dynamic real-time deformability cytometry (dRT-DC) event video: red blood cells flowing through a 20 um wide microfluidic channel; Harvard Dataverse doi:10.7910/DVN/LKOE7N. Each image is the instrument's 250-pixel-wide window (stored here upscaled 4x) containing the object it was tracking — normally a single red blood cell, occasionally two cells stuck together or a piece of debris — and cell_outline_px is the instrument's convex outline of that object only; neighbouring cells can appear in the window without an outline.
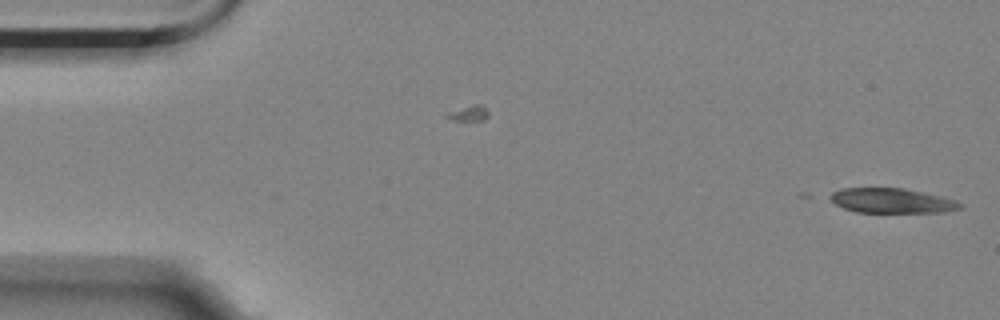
{"species": "Egyptian fruit bat (a non-hibernating species)", "species_latin": "Rousettus aegyptiacus", "temperature_condition": "room temperature", "stored_images_in_passage": 3, "camera_frame_rate_fps": 3000, "um_per_image_px": 0.085, "animal": {"sex": "female"}, "frame": {"image": 1, "passage_image": 3, "time_ms": 0.667, "image_size_px": [1000, 320], "cell_outline_px": [[960, 208], [944, 212], [856, 212], [844, 208], [836, 204], [824, 196], [840, 188], [904, 188], [940, 196], [956, 200], [960, 204]], "centroid_in_image_um": [75.71, 17.05], "position_along_channel_um": 9.3, "area_um2": 18.73}}